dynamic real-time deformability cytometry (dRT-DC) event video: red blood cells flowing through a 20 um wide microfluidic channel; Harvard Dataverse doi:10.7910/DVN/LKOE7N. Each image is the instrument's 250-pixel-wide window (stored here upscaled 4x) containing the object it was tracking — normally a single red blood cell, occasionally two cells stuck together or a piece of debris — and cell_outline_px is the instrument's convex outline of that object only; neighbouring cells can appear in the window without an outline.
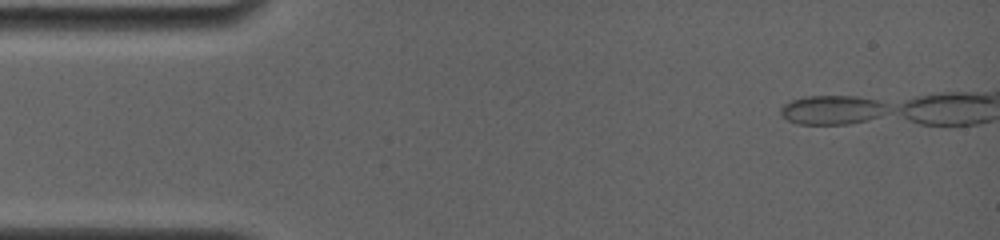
{"species": "common noctule bat (a hibernating species)", "species_latin": "Nyctalus noctula", "temperature_condition": "room temperature", "stored_images_in_passage": 46, "camera_frame_rate_fps": 4000, "um_per_image_px": 0.085, "animal": {"sex": "female", "body_mass_g": 19.0, "forearm_length_mm": 56.7}, "frame": {"image": 1, "passage_image": 2, "time_ms": 0.25, "image_size_px": [1000, 240], "cell_outline_px": [[884, 104], [876, 116], [864, 120], [844, 124], [800, 124], [788, 120], [780, 112], [780, 108], [784, 104], [792, 100], [808, 96], [852, 96], [872, 100]], "centroid_in_image_um": [70.55, 9.34], "position_along_channel_um": 14.4, "area_um2": 17.11}}
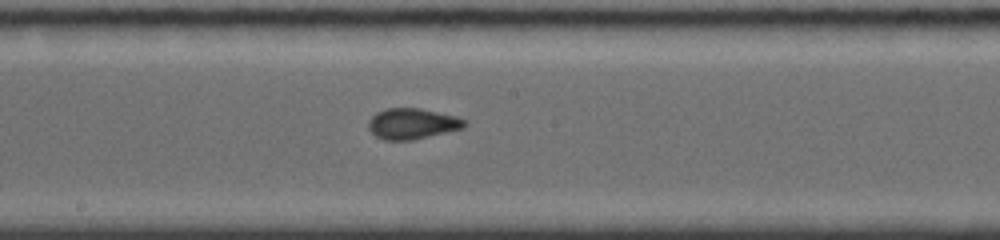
{"frame": {"image": 2, "passage_image": 32, "time_ms": 7.75, "image_size_px": [1000, 240], "cell_outline_px": [[468, 124], [464, 128], [412, 140], [384, 140], [376, 136], [368, 128], [368, 120], [376, 112], [388, 108], [420, 108], [456, 116], [464, 120]], "centroid_in_image_um": [35.03, 10.51], "position_along_channel_um": 213.2, "area_um2": 17.22}}
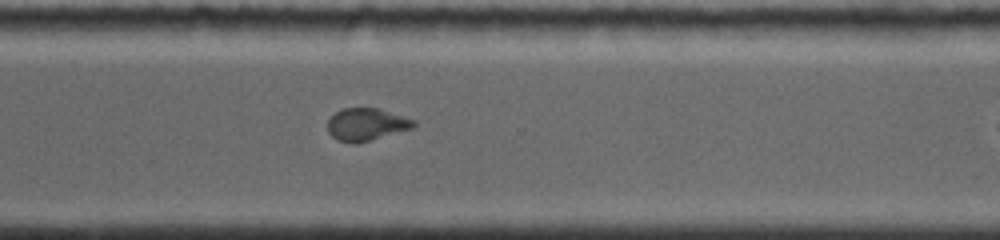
{"frame": {"image": 3, "passage_image": 45, "time_ms": 11.0, "image_size_px": [1000, 240], "cell_outline_px": [[416, 124], [412, 128], [356, 144], [336, 140], [328, 132], [328, 120], [336, 112], [344, 108], [376, 108], [416, 120]], "centroid_in_image_um": [31.12, 10.58], "position_along_channel_um": 339.5, "area_um2": 16.07}}